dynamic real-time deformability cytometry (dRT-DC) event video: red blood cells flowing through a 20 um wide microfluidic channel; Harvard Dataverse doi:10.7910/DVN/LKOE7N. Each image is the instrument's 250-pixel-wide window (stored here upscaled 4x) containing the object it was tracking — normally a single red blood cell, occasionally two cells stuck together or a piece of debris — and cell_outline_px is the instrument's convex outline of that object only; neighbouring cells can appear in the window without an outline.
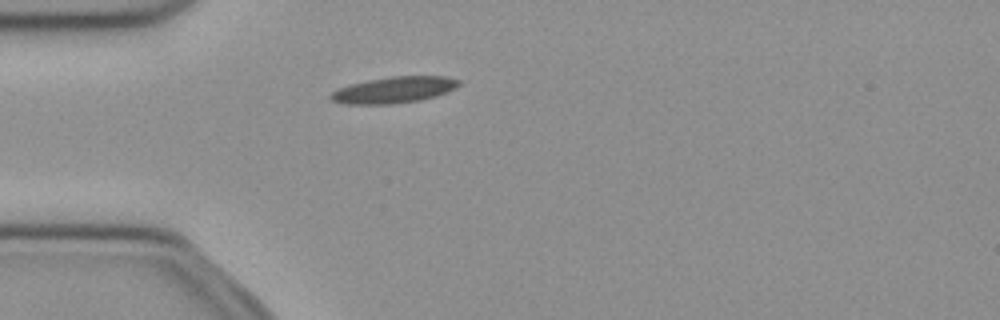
{"species": "common noctule bat (a hibernating species)", "species_latin": "Nyctalus noctula", "temperature_condition": "cold", "stored_images_in_passage": 49, "camera_frame_rate_fps": 3000, "um_per_image_px": 0.085, "animal": {"sex": "female", "body_mass_g": 21.9}, "frame": {"image": 1, "passage_image": 12, "time_ms": 3.667, "image_size_px": [1000, 320], "cell_outline_px": [[460, 84], [456, 88], [448, 92], [436, 96], [420, 100], [392, 104], [344, 104], [332, 100], [328, 96], [336, 88], [368, 80], [392, 76], [444, 76], [460, 80]], "centroid_in_image_um": [33.49, 7.64], "position_along_channel_um": 51.5, "area_um2": 19.71}}
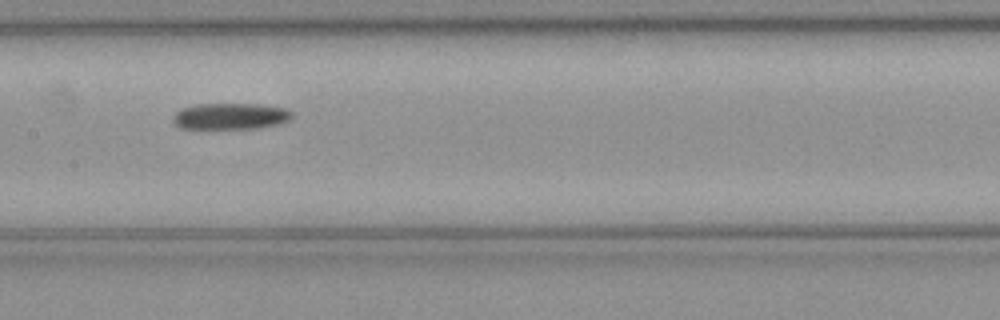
{"frame": {"image": 2, "passage_image": 23, "time_ms": 7.333, "image_size_px": [1000, 320], "cell_outline_px": [[292, 116], [288, 120], [280, 124], [256, 128], [180, 128], [172, 120], [172, 116], [176, 112], [184, 108], [196, 104], [260, 104], [288, 108], [292, 112]], "centroid_in_image_um": [19.62, 9.87], "position_along_channel_um": 187.8, "area_um2": 18.21}}
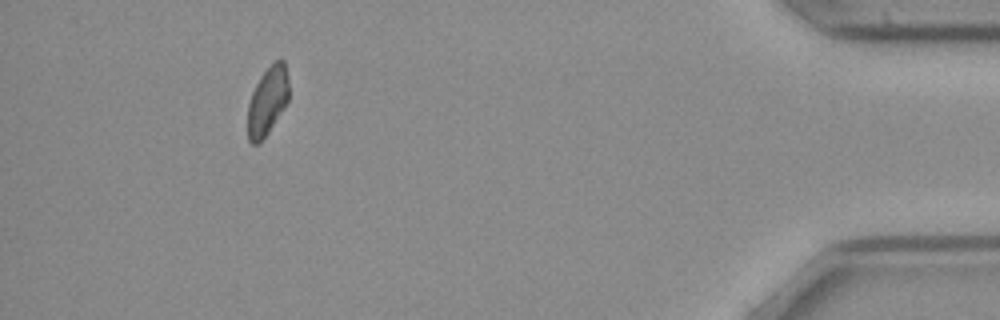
{"frame": {"image": 3, "passage_image": 45, "time_ms": 14.667, "image_size_px": [1000, 320], "cell_outline_px": [[288, 100], [284, 108], [268, 132], [256, 144], [252, 144], [248, 140], [248, 104], [252, 92], [260, 76], [280, 56], [284, 60], [288, 80]], "centroid_in_image_um": [22.74, 8.55], "position_along_channel_um": 412.5, "area_um2": 16.18}}